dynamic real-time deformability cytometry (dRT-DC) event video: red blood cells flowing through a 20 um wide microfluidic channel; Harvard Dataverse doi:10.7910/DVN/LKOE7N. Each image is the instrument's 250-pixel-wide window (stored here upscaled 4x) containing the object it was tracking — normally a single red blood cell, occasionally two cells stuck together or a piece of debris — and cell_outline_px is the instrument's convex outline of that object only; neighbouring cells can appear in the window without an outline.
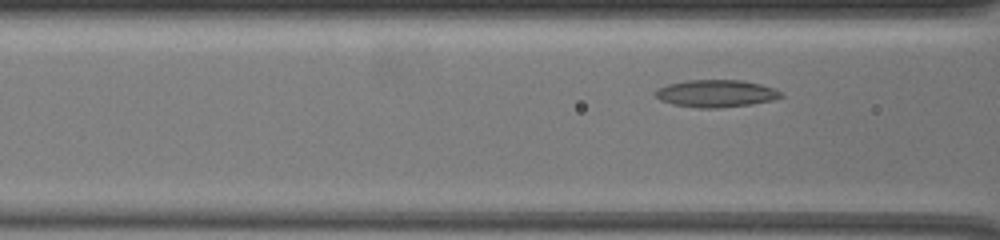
{"species": "common noctule bat (a hibernating species)", "species_latin": "Nyctalus noctula", "temperature_condition": "warm", "stored_images_in_passage": 38, "camera_frame_rate_fps": 3000, "um_per_image_px": 0.085, "animal": {"sex": "female", "body_mass_g": 19.5, "forearm_length_mm": 54.1}, "frame": {"image": 1, "passage_image": 7, "time_ms": 2.0, "image_size_px": [1000, 240], "cell_outline_px": [[784, 96], [772, 100], [752, 104], [720, 108], [700, 108], [672, 104], [660, 100], [656, 96], [656, 92], [660, 88], [668, 84], [688, 80], [744, 80], [760, 84], [784, 92]], "centroid_in_image_um": [60.91, 7.95], "position_along_channel_um": 105.7, "area_um2": 19.94}}
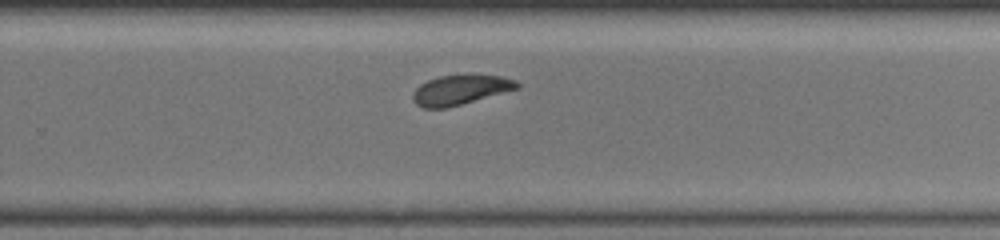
{"frame": {"image": 2, "passage_image": 24, "time_ms": 7.667, "image_size_px": [1000, 240], "cell_outline_px": [[520, 88], [448, 108], [424, 108], [416, 104], [412, 100], [412, 92], [420, 84], [428, 80], [440, 76], [464, 72], [468, 72], [500, 76], [516, 80], [520, 84]], "centroid_in_image_um": [39.14, 7.6], "position_along_channel_um": 290.7, "area_um2": 18.79}}
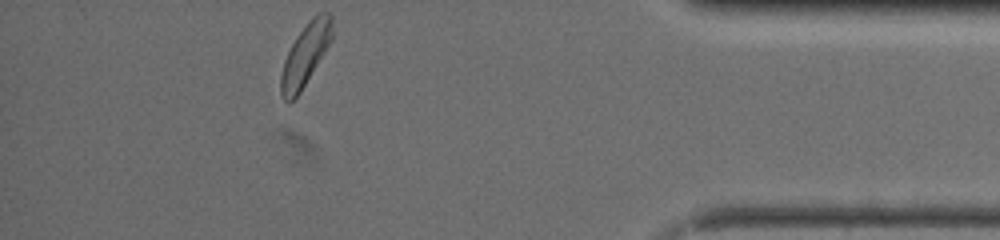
{"frame": {"image": 3, "passage_image": 38, "time_ms": 12.333, "image_size_px": [1000, 240], "cell_outline_px": [[332, 40], [300, 92], [292, 100], [284, 100], [280, 92], [280, 76], [284, 60], [296, 36], [308, 20], [312, 16], [320, 12], [328, 12], [332, 16]], "centroid_in_image_um": [25.96, 4.61], "position_along_channel_um": 409.2, "area_um2": 18.38}, "authors_computed_cell_mechanics": {"area_um2": 18.8139, "velocity_mm_per_s": 3.2687, "shape_relaxation_time_tau1_ms": 2.9947, "shape_relaxation_time_tau2_ms": 2.844, "deformation_change_tau1": 0.1166, "deformation_change_tau2": 0.0822}}